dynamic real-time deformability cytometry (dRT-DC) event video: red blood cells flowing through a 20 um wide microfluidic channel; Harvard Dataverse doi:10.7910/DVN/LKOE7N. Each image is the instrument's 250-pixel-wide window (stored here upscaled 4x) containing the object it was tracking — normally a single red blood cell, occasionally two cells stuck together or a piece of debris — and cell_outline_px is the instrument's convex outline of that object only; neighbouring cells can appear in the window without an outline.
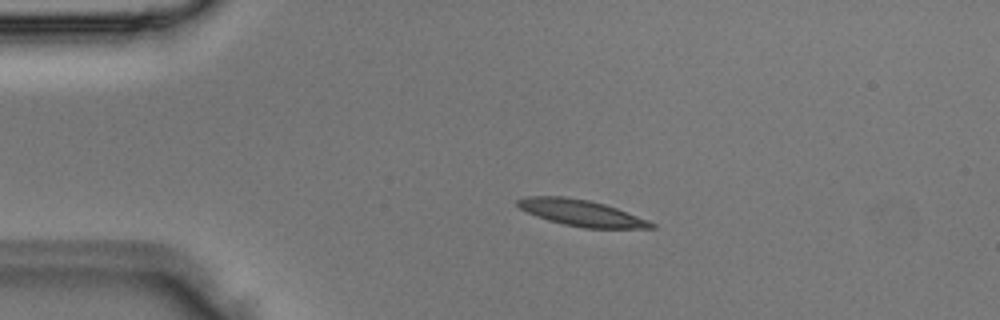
{"species": "Egyptian fruit bat (a non-hibernating species)", "species_latin": "Rousettus aegyptiacus", "temperature_condition": "room temperature", "stored_images_in_passage": 4, "camera_frame_rate_fps": 3000, "um_per_image_px": 0.085, "animal": {"sex": "male"}, "frame": {"image": 1, "passage_image": 2, "time_ms": 0.333, "image_size_px": [1000, 320], "cell_outline_px": [[656, 228], [584, 228], [564, 224], [548, 220], [536, 216], [520, 208], [516, 204], [516, 200], [524, 196], [564, 196], [588, 200], [604, 204], [616, 208], [648, 220], [656, 224]], "centroid_in_image_um": [49.39, 18.09], "position_along_channel_um": 35.6, "area_um2": 20.35}}